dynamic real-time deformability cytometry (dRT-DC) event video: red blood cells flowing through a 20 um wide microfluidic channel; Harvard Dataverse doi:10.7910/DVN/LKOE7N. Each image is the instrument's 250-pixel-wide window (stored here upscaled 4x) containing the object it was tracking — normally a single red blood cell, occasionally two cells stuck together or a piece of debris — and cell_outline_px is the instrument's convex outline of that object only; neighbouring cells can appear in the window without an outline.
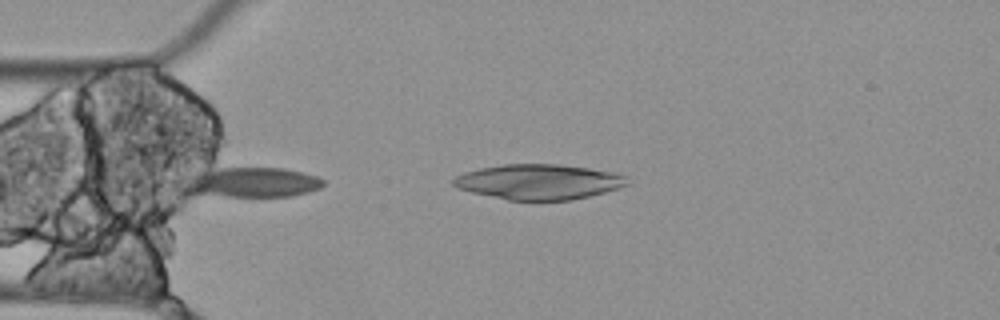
{"species": "Egyptian fruit bat (a non-hibernating species)", "species_latin": "Rousettus aegyptiacus", "temperature_condition": "cold", "stored_images_in_passage": 5, "camera_frame_rate_fps": 3000, "um_per_image_px": 0.085, "animal": {"sex": "female"}, "frame": {"image": 1, "passage_image": 3, "time_ms": 0.667, "image_size_px": [1000, 320], "cell_outline_px": [[324, 184], [320, 188], [308, 192], [288, 196], [224, 196], [192, 192], [184, 180], [188, 176], [196, 172], [220, 168], [284, 168], [316, 176], [324, 180]], "centroid_in_image_um": [21.48, 15.48], "position_along_channel_um": 63.5, "area_um2": 23.7}}
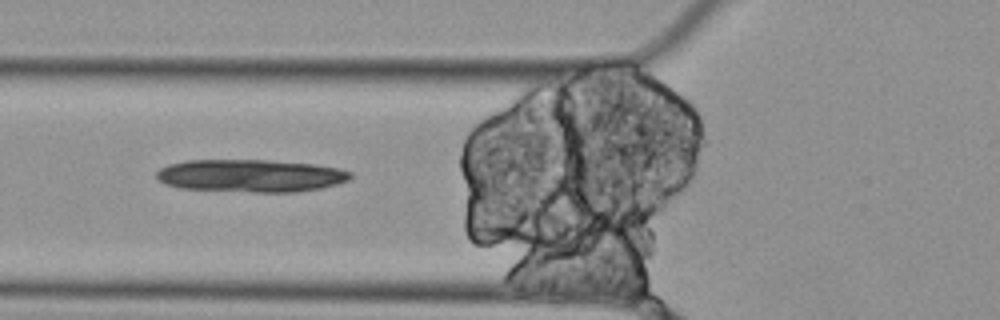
{"frame": {"image": 2, "passage_image": 4, "time_ms": 1.0, "image_size_px": [1000, 320], "cell_outline_px": [[352, 176], [348, 180], [336, 184], [320, 188], [296, 192], [252, 192], [180, 188], [164, 184], [156, 180], [156, 172], [160, 168], [168, 164], [184, 160], [268, 160], [316, 164], [340, 168], [352, 172]], "centroid_in_image_um": [21.28, 14.93], "position_along_channel_um": 104.5, "area_um2": 37.22}}
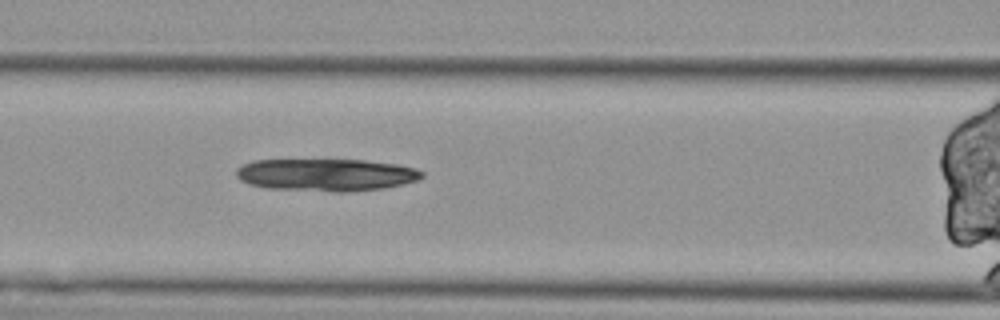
{"frame": {"image": 3, "passage_image": 5, "time_ms": 1.333, "image_size_px": [1000, 320], "cell_outline_px": [[424, 176], [416, 180], [384, 188], [348, 192], [340, 192], [268, 188], [248, 184], [240, 180], [236, 176], [236, 168], [252, 160], [364, 160], [400, 164], [416, 168], [424, 172]], "centroid_in_image_um": [27.72, 14.85], "position_along_channel_um": 138.9, "area_um2": 35.14}}